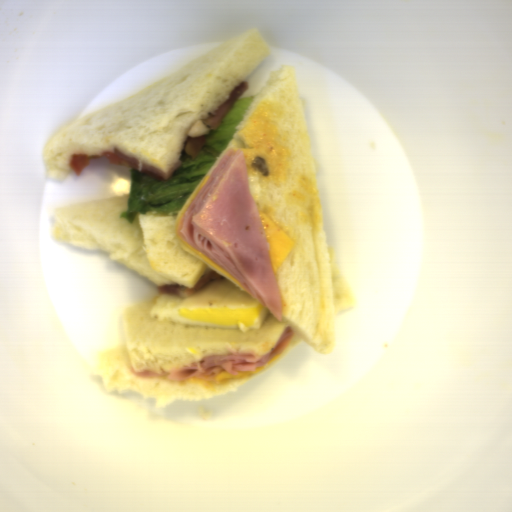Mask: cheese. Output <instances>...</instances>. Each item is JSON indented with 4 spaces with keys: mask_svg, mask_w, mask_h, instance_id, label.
<instances>
[{
    "mask_svg": "<svg viewBox=\"0 0 512 512\" xmlns=\"http://www.w3.org/2000/svg\"><path fill=\"white\" fill-rule=\"evenodd\" d=\"M283 353H280L267 363L257 367L254 371H236L237 375H232L225 370H222L218 374L215 375V381L202 380L199 377H192L188 380H181L179 384H198L201 387L206 389H215L216 385L223 384L230 381L240 380L243 378L250 377L266 368H268L271 364H273L278 358L282 357Z\"/></svg>",
    "mask_w": 512,
    "mask_h": 512,
    "instance_id": "cheese-2",
    "label": "cheese"
},
{
    "mask_svg": "<svg viewBox=\"0 0 512 512\" xmlns=\"http://www.w3.org/2000/svg\"><path fill=\"white\" fill-rule=\"evenodd\" d=\"M258 215L269 245V259L275 274L296 244L264 212L261 211Z\"/></svg>",
    "mask_w": 512,
    "mask_h": 512,
    "instance_id": "cheese-1",
    "label": "cheese"
},
{
    "mask_svg": "<svg viewBox=\"0 0 512 512\" xmlns=\"http://www.w3.org/2000/svg\"><path fill=\"white\" fill-rule=\"evenodd\" d=\"M209 177H206L205 180L202 182V184L200 185V187L198 188V190L196 191V193L194 194L193 198L191 199V201L189 202V204L186 206V208L183 210V212L181 213V215L178 217L177 221H176V225H175V233L178 237V239L185 245L187 246L189 249H191L193 252H195L198 256H200L205 262H207L210 266H212L213 268H215L216 270H218L219 272H221L223 275H225L226 277H228L229 279H231L232 281H234L238 286H240L243 290L244 287L241 285V283L239 281H237L235 278H233L230 274H228L225 270H223L218 264H216L213 260H211L209 257H207L204 253H202L201 251H199L198 249L194 248L193 246H191L190 244H188L185 240H183L180 236H179V224H180V219L181 217L183 216V214L185 213V211L188 209V207L190 206V204L192 203V201L194 200V198L196 197V195L199 193V191L201 190V188L203 187V185L205 184V182L208 180Z\"/></svg>",
    "mask_w": 512,
    "mask_h": 512,
    "instance_id": "cheese-3",
    "label": "cheese"
}]
</instances>
